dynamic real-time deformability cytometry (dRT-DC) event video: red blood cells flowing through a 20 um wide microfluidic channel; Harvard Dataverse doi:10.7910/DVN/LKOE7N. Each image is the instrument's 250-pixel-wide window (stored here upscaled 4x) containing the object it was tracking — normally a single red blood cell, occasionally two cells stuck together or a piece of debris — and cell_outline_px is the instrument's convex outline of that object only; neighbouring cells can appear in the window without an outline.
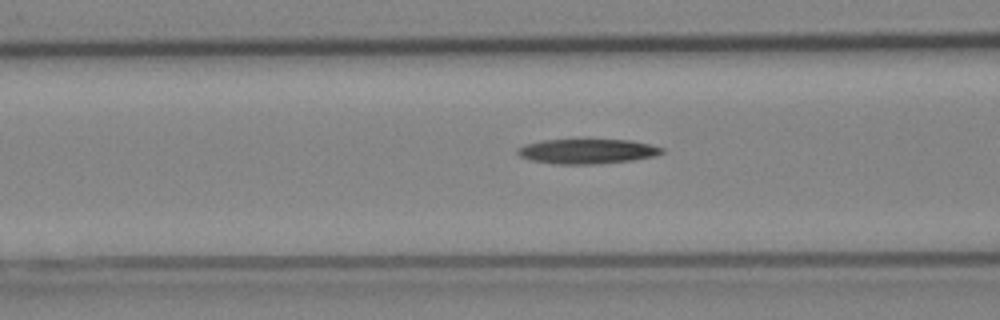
{"species": "Egyptian fruit bat (a non-hibernating species)", "species_latin": "Rousettus aegyptiacus", "temperature_condition": "cold", "stored_images_in_passage": 34, "camera_frame_rate_fps": 3000, "um_per_image_px": 0.085, "animal": {"sex": "female"}, "frame": {"image": 1, "passage_image": 14, "time_ms": 4.333, "image_size_px": [1000, 320], "cell_outline_px": [[664, 152], [656, 156], [632, 160], [592, 164], [556, 164], [532, 160], [520, 156], [516, 152], [516, 148], [524, 144], [540, 140], [632, 140], [664, 148]], "centroid_in_image_um": [49.89, 12.86], "position_along_channel_um": 116.7, "area_um2": 20.81}}
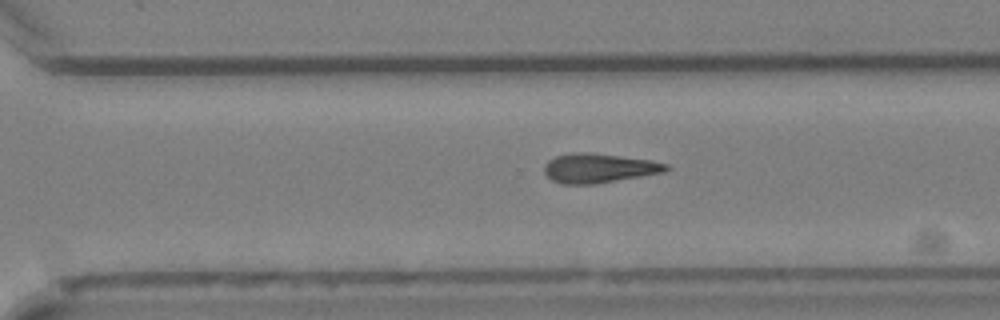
{"frame": {"image": 2, "passage_image": 29, "time_ms": 9.333, "image_size_px": [1000, 320], "cell_outline_px": [[672, 168], [664, 172], [596, 184], [564, 184], [552, 180], [544, 172], [544, 164], [548, 160], [556, 156], [572, 152], [588, 152], [648, 160], [668, 164]], "centroid_in_image_um": [50.88, 14.29], "position_along_channel_um": 319.7, "area_um2": 20.75}}
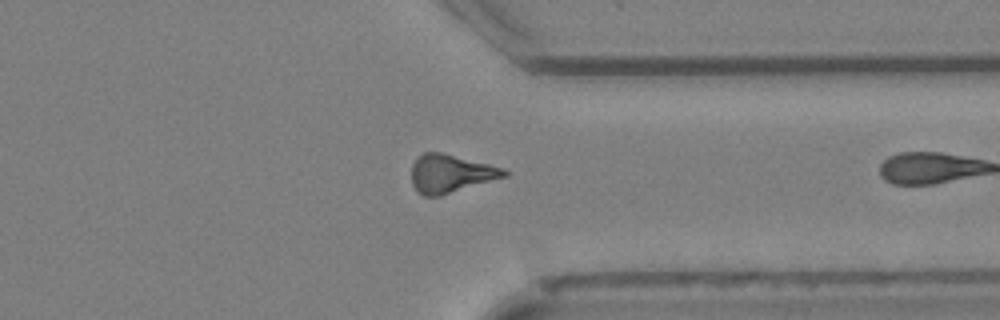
{"frame": {"image": 3, "passage_image": 33, "time_ms": 10.667, "image_size_px": [1000, 320], "cell_outline_px": [[508, 176], [440, 196], [424, 196], [416, 192], [412, 184], [412, 164], [424, 152], [444, 152], [504, 168], [508, 172]], "centroid_in_image_um": [38.31, 14.76], "position_along_channel_um": 373.1, "area_um2": 20.75}}